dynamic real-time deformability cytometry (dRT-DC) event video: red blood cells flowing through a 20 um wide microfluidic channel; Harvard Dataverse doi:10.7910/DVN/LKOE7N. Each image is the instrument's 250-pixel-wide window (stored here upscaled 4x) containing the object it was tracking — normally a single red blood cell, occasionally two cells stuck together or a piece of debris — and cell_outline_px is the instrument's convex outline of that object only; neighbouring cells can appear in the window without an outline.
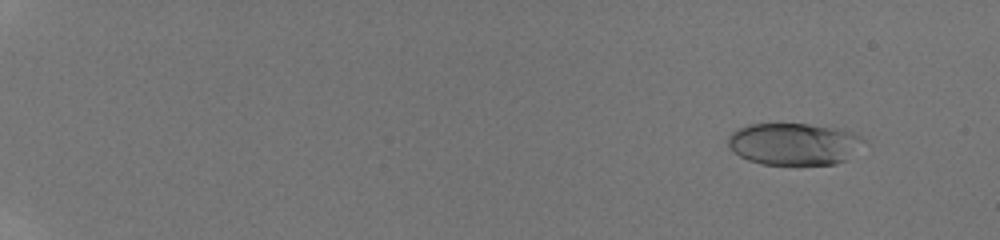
{"species": "human", "species_latin": "Homo sapiens", "temperature_condition": "room temperature", "stored_images_in_passage": 57, "camera_frame_rate_fps": 3000, "um_per_image_px": 0.085, "donor": {"sex": "male"}, "frame": {"image": 1, "passage_image": 6, "time_ms": 1.667, "image_size_px": [1000, 240], "cell_outline_px": [[864, 140], [844, 160], [836, 164], [760, 164], [748, 160], [732, 152], [728, 144], [728, 136], [732, 132], [748, 124], [808, 124], [840, 128], [856, 132]], "centroid_in_image_um": [67.44, 12.22], "position_along_channel_um": 17.6, "area_um2": 33.0}}
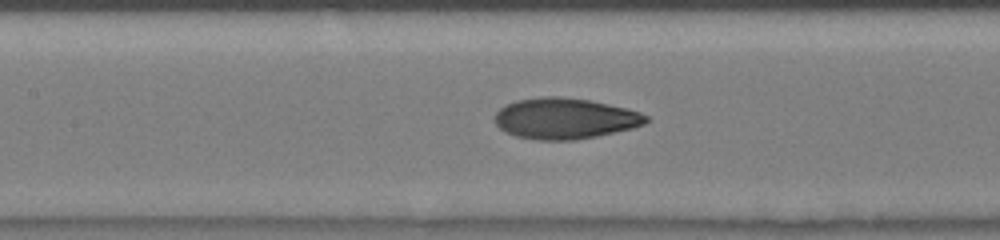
{"frame": {"image": 2, "passage_image": 31, "time_ms": 9.667, "image_size_px": [1000, 240], "cell_outline_px": [[652, 120], [644, 124], [632, 128], [596, 136], [576, 140], [536, 140], [516, 136], [500, 128], [496, 124], [496, 112], [504, 104], [516, 100], [540, 96], [560, 96], [588, 100], [628, 108], [640, 112], [648, 116]], "centroid_in_image_um": [48.04, 10.06], "position_along_channel_um": 159.4, "area_um2": 36.18}}
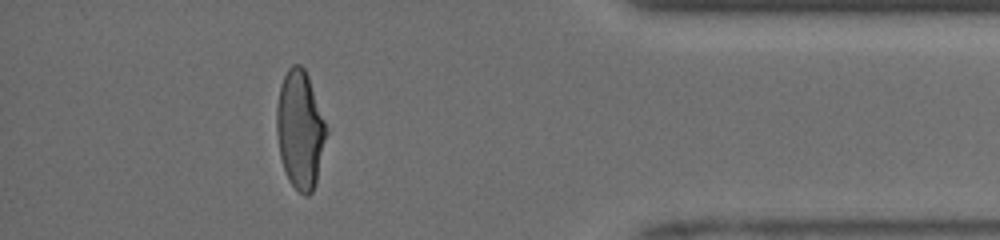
{"frame": {"image": 3, "passage_image": 52, "time_ms": 16.333, "image_size_px": [1000, 240], "cell_outline_px": [[328, 132], [316, 184], [312, 192], [308, 196], [304, 196], [292, 184], [284, 168], [280, 156], [276, 132], [276, 108], [280, 84], [288, 68], [292, 64], [300, 64], [304, 68], [308, 76], [328, 128]], "centroid_in_image_um": [25.51, 11.01], "position_along_channel_um": 409.7, "area_um2": 34.39}, "authors_computed_cell_mechanics": {"area_um2": 34.2176, "velocity_mm_per_s": 4.1441, "shape_relaxation_time_tau1_ms": 5.484, "shape_relaxation_time_tau2_ms": 1.2311, "deformation_change_tau1": 0.2447, "deformation_change_tau2": 0.0698}}